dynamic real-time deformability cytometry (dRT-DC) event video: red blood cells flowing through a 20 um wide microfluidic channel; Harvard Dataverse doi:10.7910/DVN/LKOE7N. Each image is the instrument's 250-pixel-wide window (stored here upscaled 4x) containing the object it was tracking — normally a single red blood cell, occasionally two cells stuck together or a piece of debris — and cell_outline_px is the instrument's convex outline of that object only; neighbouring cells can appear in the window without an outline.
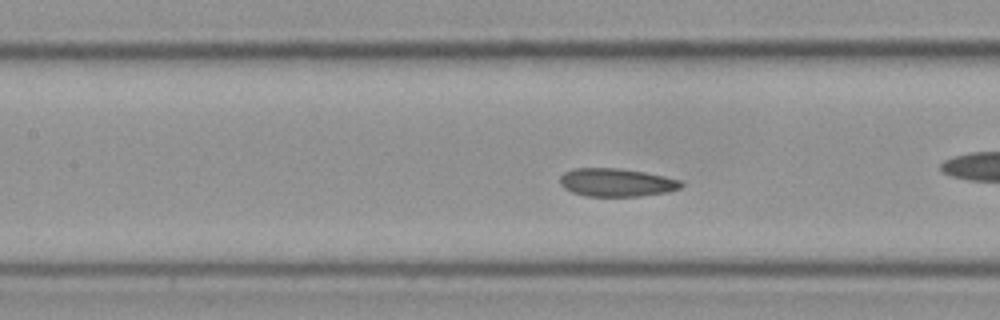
{"species": "Egyptian fruit bat (a non-hibernating species)", "species_latin": "Rousettus aegyptiacus", "temperature_condition": "cold", "stored_images_in_passage": 46, "camera_frame_rate_fps": 3000, "um_per_image_px": 0.085, "frame": {"image": 1, "passage_image": 14, "time_ms": 4.333, "image_size_px": [1000, 320], "cell_outline_px": [[684, 184], [680, 188], [668, 192], [640, 196], [588, 196], [572, 192], [564, 188], [560, 184], [560, 176], [564, 172], [572, 168], [616, 168], [644, 172], [664, 176], [680, 180]], "centroid_in_image_um": [52.39, 15.51], "position_along_channel_um": 155.0, "area_um2": 19.88}, "authors_computed_cell_mechanics": {"area_um2": 19.9699, "velocity_mm_per_s": 3.5198, "shape_relaxation_time_tau1_ms": null, "shape_relaxation_time_tau2_ms": 1.5562, "deformation_change_tau1": null, "deformation_change_tau2": 0.0478}}